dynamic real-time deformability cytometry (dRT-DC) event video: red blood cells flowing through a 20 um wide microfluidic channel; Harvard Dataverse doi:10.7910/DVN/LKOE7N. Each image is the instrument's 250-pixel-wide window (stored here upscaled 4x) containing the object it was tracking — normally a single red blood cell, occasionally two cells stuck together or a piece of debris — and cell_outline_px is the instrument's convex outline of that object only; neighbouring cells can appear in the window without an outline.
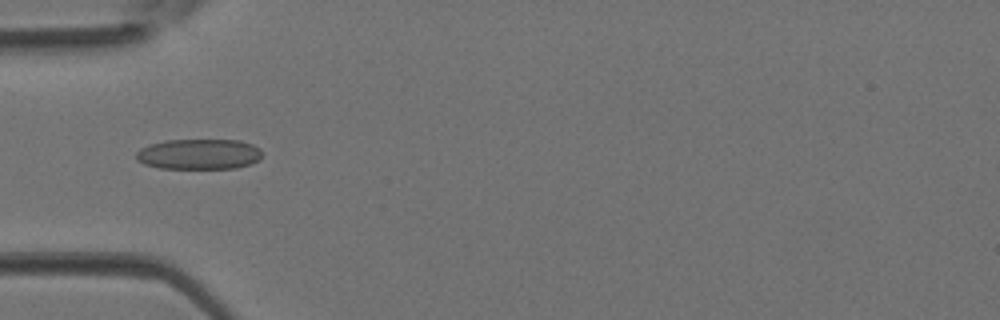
{"species": "Egyptian fruit bat (a non-hibernating species)", "species_latin": "Rousettus aegyptiacus", "temperature_condition": "room temperature", "stored_images_in_passage": 3, "camera_frame_rate_fps": 3000, "um_per_image_px": 0.085, "animal": {"sex": "female"}, "frame": {"image": 1, "passage_image": 3, "time_ms": 0.667, "image_size_px": [1000, 320], "cell_outline_px": [[260, 156], [256, 160], [248, 164], [236, 168], [160, 168], [144, 164], [136, 160], [136, 152], [140, 148], [148, 144], [164, 140], [240, 140], [252, 144], [260, 148]], "centroid_in_image_um": [16.85, 13.09], "position_along_channel_um": 68.2, "area_um2": 22.31}}